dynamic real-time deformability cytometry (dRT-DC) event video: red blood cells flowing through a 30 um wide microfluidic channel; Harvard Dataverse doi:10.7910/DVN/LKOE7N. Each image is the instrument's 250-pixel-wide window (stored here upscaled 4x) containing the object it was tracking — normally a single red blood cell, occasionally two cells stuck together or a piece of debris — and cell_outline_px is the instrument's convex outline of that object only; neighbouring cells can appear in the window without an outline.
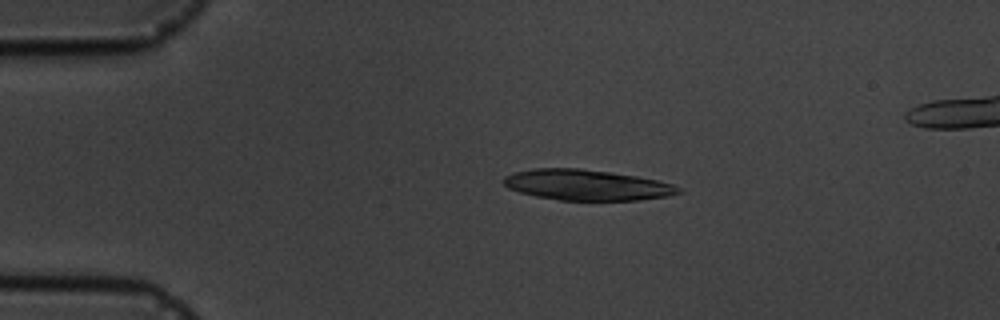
{"species": "common noctule bat (a hibernating species)", "species_latin": "Nyctalus noctula", "temperature_condition": "cold", "stored_images_in_passage": 6, "camera_frame_rate_fps": 3000, "um_per_image_px": 0.085, "animal": {"sex": "male", "body_mass_g": 19.5, "forearm_length_mm": 54.6}, "frame": {"image": 1, "passage_image": 4, "time_ms": 3.667, "image_size_px": [1000, 320], "cell_outline_px": [[684, 192], [668, 196], [640, 200], [560, 200], [536, 196], [520, 192], [508, 188], [504, 184], [504, 176], [516, 172], [532, 168], [580, 168], [636, 176], [656, 180], [672, 184], [680, 188]], "centroid_in_image_um": [49.88, 15.72], "position_along_channel_um": 35.1, "area_um2": 31.1}}